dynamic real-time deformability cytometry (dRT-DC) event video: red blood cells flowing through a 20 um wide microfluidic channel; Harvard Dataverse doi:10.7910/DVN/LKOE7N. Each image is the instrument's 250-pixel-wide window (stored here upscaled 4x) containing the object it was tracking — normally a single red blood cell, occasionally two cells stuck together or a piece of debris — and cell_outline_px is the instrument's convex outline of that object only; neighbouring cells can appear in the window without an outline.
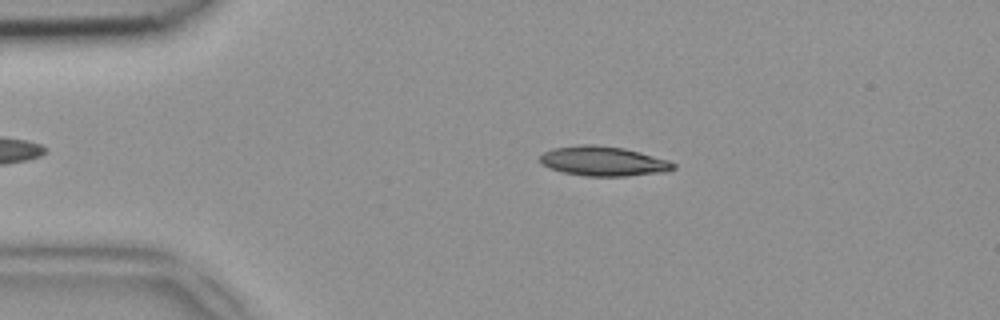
{"species": "common noctule bat (a hibernating species)", "species_latin": "Nyctalus noctula", "temperature_condition": "room temperature", "stored_images_in_passage": 40, "camera_frame_rate_fps": 3000, "um_per_image_px": 0.085, "animal": {"sex": "female", "body_mass_g": 18.4}, "frame": {"image": 1, "passage_image": 7, "time_ms": 2.0, "image_size_px": [1000, 320], "cell_outline_px": [[676, 168], [668, 172], [624, 176], [584, 176], [564, 172], [540, 164], [540, 156], [544, 152], [552, 148], [580, 144], [592, 144], [624, 148], [640, 152], [668, 160], [676, 164]], "centroid_in_image_um": [51.3, 13.7], "position_along_channel_um": 33.7, "area_um2": 23.12}}
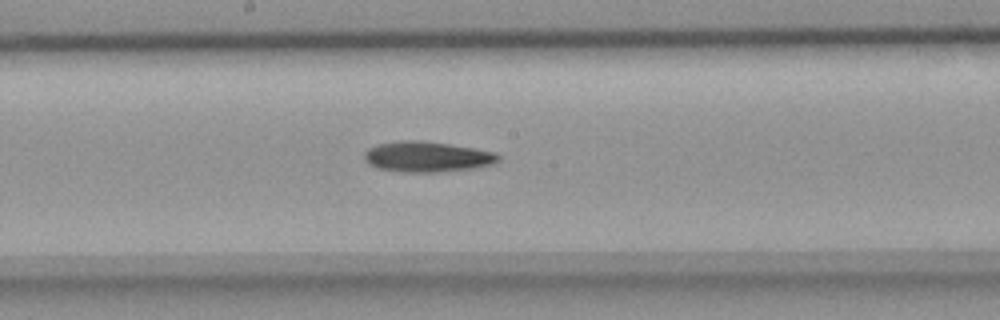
{"frame": {"image": 2, "passage_image": 23, "time_ms": 7.333, "image_size_px": [1000, 320], "cell_outline_px": [[500, 160], [496, 164], [472, 168], [436, 172], [404, 172], [376, 168], [368, 164], [364, 160], [364, 152], [368, 148], [376, 144], [400, 140], [420, 140], [476, 148], [496, 152], [500, 156]], "centroid_in_image_um": [36.3, 13.32], "position_along_channel_um": 211.9, "area_um2": 24.1}}
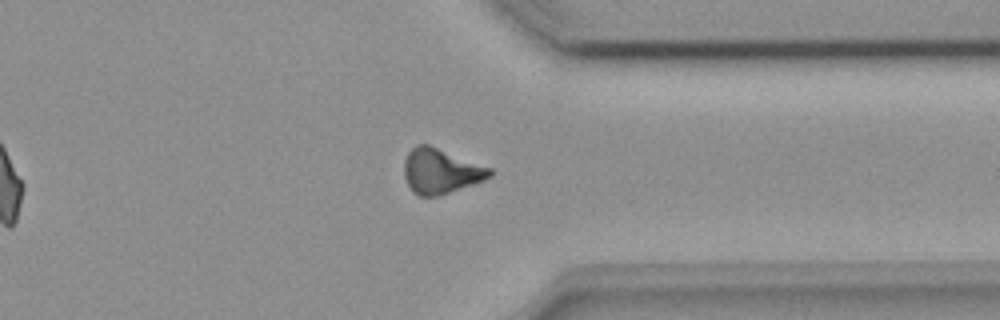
{"frame": {"image": 3, "passage_image": 35, "time_ms": 11.333, "image_size_px": [1000, 320], "cell_outline_px": [[492, 176], [484, 180], [436, 196], [420, 196], [412, 192], [404, 176], [404, 160], [408, 152], [416, 144], [428, 144], [492, 168]], "centroid_in_image_um": [37.44, 14.53], "position_along_channel_um": 374.0, "area_um2": 22.31}}